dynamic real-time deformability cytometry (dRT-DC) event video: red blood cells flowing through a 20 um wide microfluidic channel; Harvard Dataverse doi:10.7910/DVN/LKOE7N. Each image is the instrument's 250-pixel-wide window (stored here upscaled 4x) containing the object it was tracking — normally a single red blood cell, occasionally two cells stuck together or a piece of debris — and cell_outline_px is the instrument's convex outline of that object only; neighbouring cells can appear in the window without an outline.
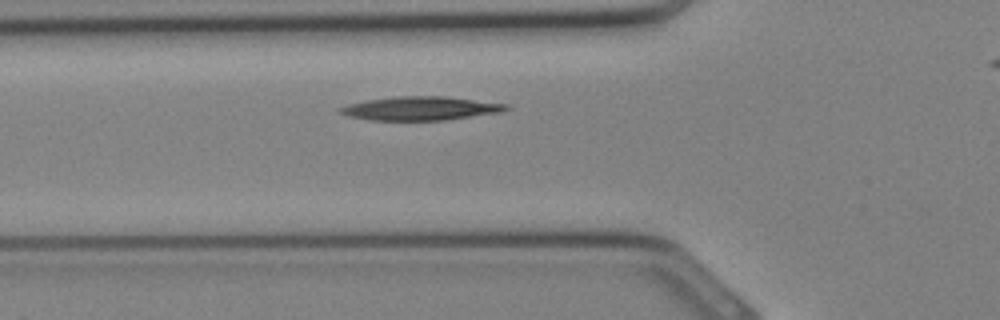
{"species": "Egyptian fruit bat (a non-hibernating species)", "species_latin": "Rousettus aegyptiacus", "temperature_condition": "cold", "stored_images_in_passage": 20, "camera_frame_rate_fps": 3000, "um_per_image_px": 0.085, "animal": {"sex": "female"}, "frame": {"image": 1, "passage_image": 2, "time_ms": 0.333, "image_size_px": [1000, 320], "cell_outline_px": [[512, 108], [504, 112], [444, 120], [368, 120], [348, 116], [340, 112], [340, 108], [348, 104], [368, 100], [396, 96], [448, 96], [508, 104]], "centroid_in_image_um": [35.83, 9.21], "position_along_channel_um": 90.0, "area_um2": 23.0}}
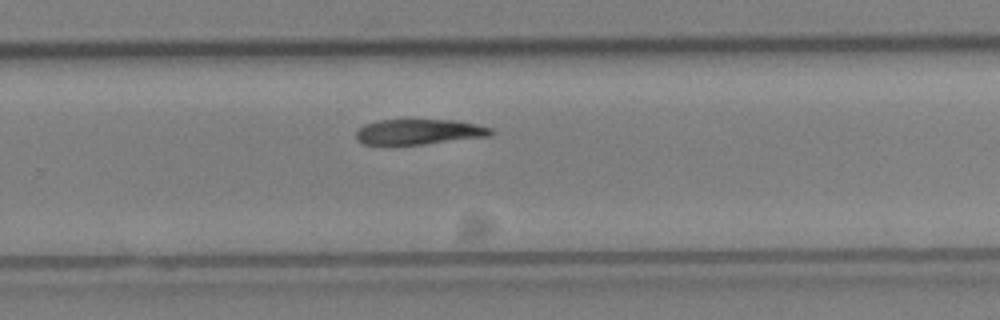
{"frame": {"image": 2, "passage_image": 12, "time_ms": 3.667, "image_size_px": [1000, 320], "cell_outline_px": [[492, 132], [488, 136], [424, 144], [364, 144], [356, 140], [356, 132], [364, 124], [376, 120], [456, 120], [476, 124], [492, 128]], "centroid_in_image_um": [35.58, 11.19], "position_along_channel_um": 294.2, "area_um2": 19.71}}
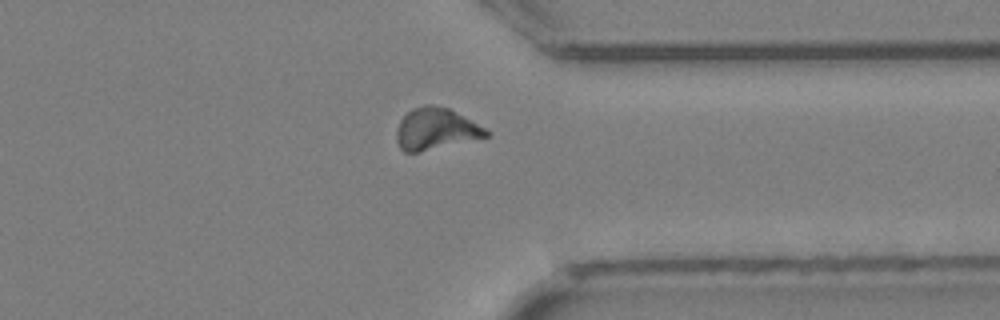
{"frame": {"image": 3, "passage_image": 16, "time_ms": 5.0, "image_size_px": [1000, 320], "cell_outline_px": [[492, 132], [488, 136], [420, 152], [404, 152], [400, 148], [396, 140], [396, 132], [400, 120], [412, 108], [424, 104], [432, 104], [448, 108]], "centroid_in_image_um": [37.01, 10.96], "position_along_channel_um": 374.4, "area_um2": 21.56}}